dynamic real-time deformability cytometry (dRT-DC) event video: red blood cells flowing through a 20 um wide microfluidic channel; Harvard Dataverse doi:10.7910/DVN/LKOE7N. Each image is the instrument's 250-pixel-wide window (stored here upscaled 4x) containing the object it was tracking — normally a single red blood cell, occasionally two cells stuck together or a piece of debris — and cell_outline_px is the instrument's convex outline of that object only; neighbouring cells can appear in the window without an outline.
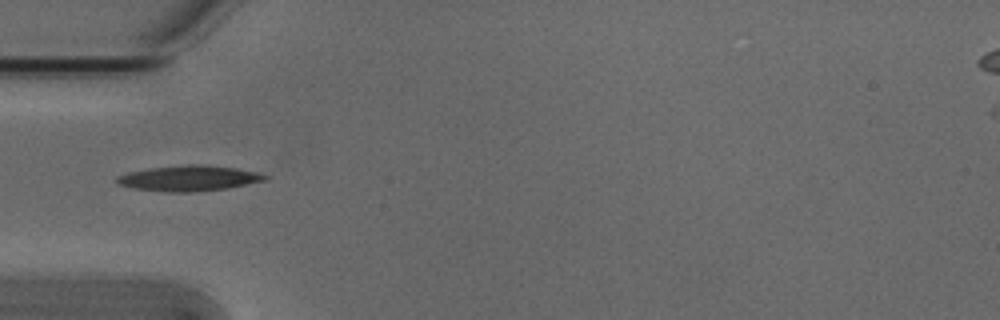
{"species": "Egyptian fruit bat (a non-hibernating species)", "species_latin": "Rousettus aegyptiacus", "temperature_condition": "cold", "stored_images_in_passage": 3, "camera_frame_rate_fps": 3000, "um_per_image_px": 0.085, "animal": {"sex": "male"}, "frame": {"image": 1, "passage_image": 3, "time_ms": 0.667, "image_size_px": [1000, 320], "cell_outline_px": [[268, 180], [224, 188], [192, 192], [164, 192], [132, 188], [116, 184], [116, 176], [128, 172], [148, 168], [184, 164], [200, 164], [236, 168], [260, 172], [268, 176]], "centroid_in_image_um": [16.02, 15.14], "position_along_channel_um": 69.0, "area_um2": 22.2}}